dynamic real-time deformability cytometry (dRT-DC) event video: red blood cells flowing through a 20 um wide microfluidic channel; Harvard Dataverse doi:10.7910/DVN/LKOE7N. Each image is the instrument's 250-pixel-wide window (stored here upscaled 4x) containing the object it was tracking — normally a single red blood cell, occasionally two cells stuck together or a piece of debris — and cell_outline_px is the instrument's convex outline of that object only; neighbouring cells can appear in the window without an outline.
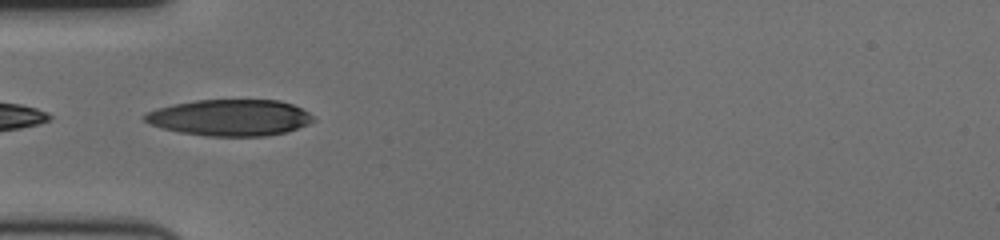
{"species": "human", "species_latin": "Homo sapiens", "temperature_condition": "cold", "stored_images_in_passage": 5, "camera_frame_rate_fps": 3000, "um_per_image_px": 0.085, "donor": {"sex": "female"}, "frame": {"image": 1, "passage_image": 1, "time_ms": 0.0, "image_size_px": [1000, 240], "cell_outline_px": [[316, 120], [308, 124], [288, 132], [268, 136], [204, 136], [180, 132], [160, 128], [144, 120], [144, 116], [148, 112], [156, 108], [172, 104], [196, 100], [280, 100], [292, 104], [308, 112]], "centroid_in_image_um": [19.56, 10.0], "position_along_channel_um": 65.4, "area_um2": 35.84}}